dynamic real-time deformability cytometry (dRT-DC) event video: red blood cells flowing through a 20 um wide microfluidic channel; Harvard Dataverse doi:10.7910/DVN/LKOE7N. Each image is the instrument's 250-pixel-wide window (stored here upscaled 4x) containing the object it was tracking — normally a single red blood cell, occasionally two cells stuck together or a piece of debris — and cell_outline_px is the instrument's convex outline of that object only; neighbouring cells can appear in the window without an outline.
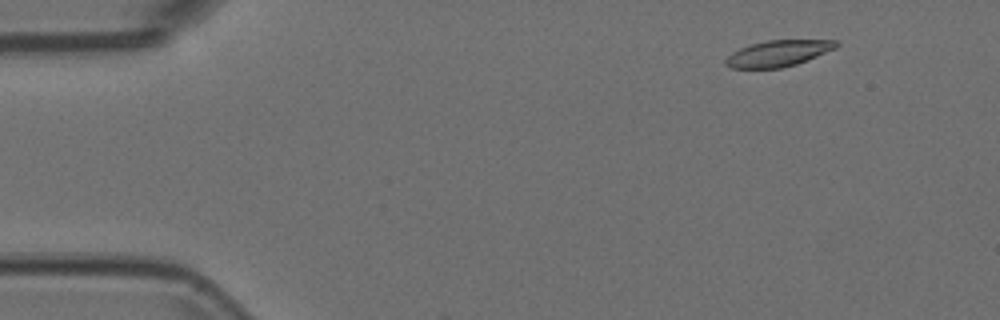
{"species": "Egyptian fruit bat (a non-hibernating species)", "species_latin": "Rousettus aegyptiacus", "temperature_condition": "room temperature", "stored_images_in_passage": 7, "camera_frame_rate_fps": 3000, "um_per_image_px": 0.085, "animal": {"sex": "female"}, "frame": {"image": 1, "passage_image": 5, "time_ms": 1.333, "image_size_px": [1000, 320], "cell_outline_px": [[840, 44], [836, 48], [796, 64], [780, 68], [732, 68], [724, 64], [724, 60], [732, 52], [740, 48], [752, 44], [768, 40], [840, 40]], "centroid_in_image_um": [66.15, 4.53], "position_along_channel_um": 18.8, "area_um2": 16.76}}